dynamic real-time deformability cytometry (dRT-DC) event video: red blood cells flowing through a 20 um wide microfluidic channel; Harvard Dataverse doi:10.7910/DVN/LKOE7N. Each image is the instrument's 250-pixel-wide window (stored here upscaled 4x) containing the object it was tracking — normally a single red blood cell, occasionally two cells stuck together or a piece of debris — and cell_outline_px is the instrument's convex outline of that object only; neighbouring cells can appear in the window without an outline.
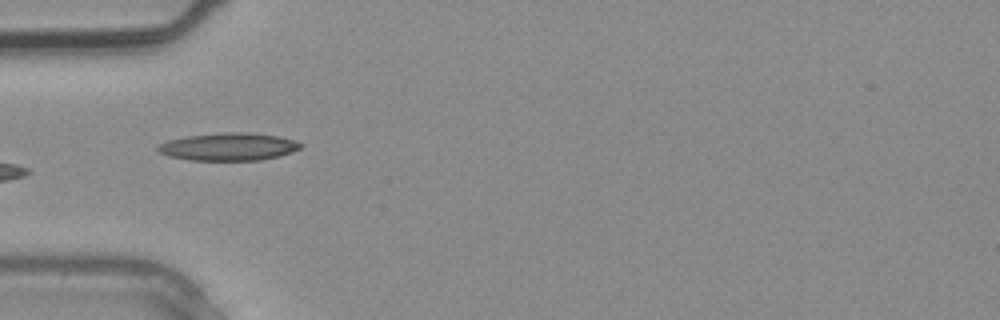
{"species": "common noctule bat (a hibernating species)", "species_latin": "Nyctalus noctula", "temperature_condition": "warm", "stored_images_in_passage": 3, "camera_frame_rate_fps": 3000, "um_per_image_px": 0.085, "animal": {"sex": "male", "body_mass_g": 20.4}, "frame": {"image": 1, "passage_image": 3, "time_ms": 0.667, "image_size_px": [1000, 320], "cell_outline_px": [[304, 144], [300, 148], [292, 152], [280, 156], [260, 160], [192, 160], [168, 156], [160, 152], [156, 148], [160, 144], [168, 140], [188, 136], [220, 132], [248, 132], [276, 136], [296, 140]], "centroid_in_image_um": [19.46, 12.47], "position_along_channel_um": 65.5, "area_um2": 23.0}}